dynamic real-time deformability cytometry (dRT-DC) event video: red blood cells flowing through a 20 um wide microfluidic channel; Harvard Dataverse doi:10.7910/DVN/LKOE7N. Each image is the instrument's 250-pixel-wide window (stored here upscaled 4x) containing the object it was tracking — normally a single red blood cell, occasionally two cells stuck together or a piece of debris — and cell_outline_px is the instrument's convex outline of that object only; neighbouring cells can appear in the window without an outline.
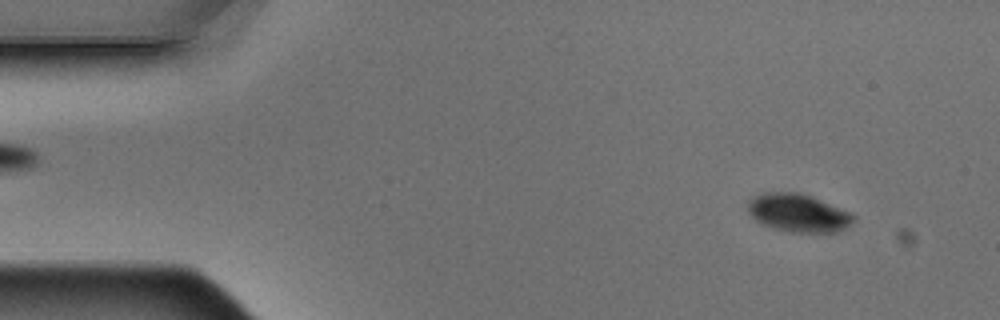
{"species": "Egyptian fruit bat (a non-hibernating species)", "species_latin": "Rousettus aegyptiacus", "temperature_condition": "warm", "stored_images_in_passage": 6, "segment_of_instrument_passage": [1, 2], "camera_frame_rate_fps": 3000, "um_per_image_px": 0.085, "animal": {"sex": "male"}, "frame": {"image": 1, "passage_image": 2, "time_ms": 0.333, "image_size_px": [1000, 320], "cell_outline_px": [[856, 220], [844, 228], [836, 232], [792, 232], [776, 228], [764, 224], [756, 220], [748, 212], [748, 200], [752, 196], [760, 192], [800, 192], [812, 196], [852, 212], [856, 216]], "centroid_in_image_um": [67.86, 18.07], "position_along_channel_um": 17.1, "area_um2": 23.58}}
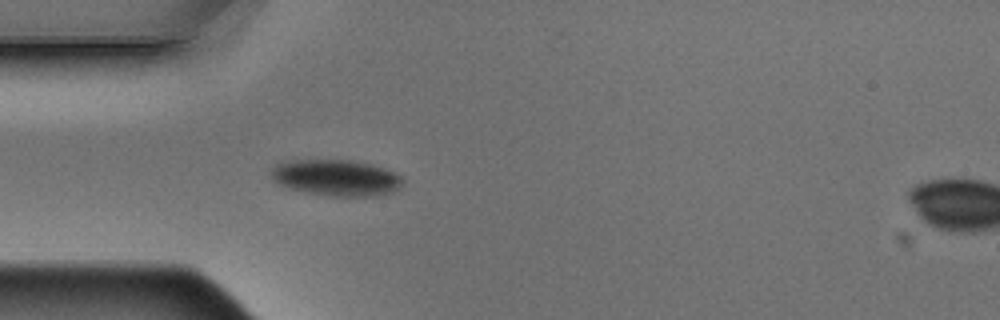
{"frame": {"image": 2, "passage_image": 5, "time_ms": 1.333, "image_size_px": [1000, 320], "cell_outline_px": [[404, 180], [392, 192], [376, 196], [328, 196], [308, 192], [292, 188], [280, 184], [272, 176], [272, 172], [276, 164], [288, 160], [352, 160], [372, 164], [396, 172]], "centroid_in_image_um": [28.62, 15.1], "position_along_channel_um": 56.4, "area_um2": 27.46}}